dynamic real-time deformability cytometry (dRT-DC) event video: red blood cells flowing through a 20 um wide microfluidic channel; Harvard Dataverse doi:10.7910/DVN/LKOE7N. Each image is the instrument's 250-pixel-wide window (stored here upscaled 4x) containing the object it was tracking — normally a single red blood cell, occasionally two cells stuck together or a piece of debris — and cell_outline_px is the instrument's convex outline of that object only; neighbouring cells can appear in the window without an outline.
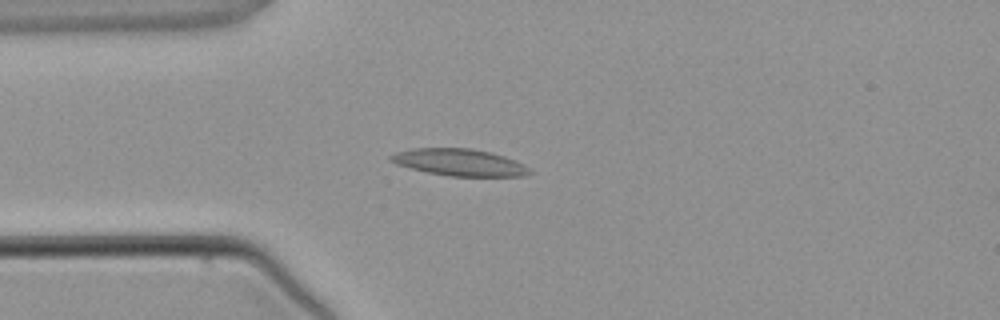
{"species": "common noctule bat (a hibernating species)", "species_latin": "Nyctalus noctula", "temperature_condition": "warm", "stored_images_in_passage": 3, "camera_frame_rate_fps": 3000, "um_per_image_px": 0.085, "animal": {"sex": "male", "body_mass_g": 21.5, "forearm_length_mm": 52.0}, "frame": {"image": 1, "passage_image": 3, "time_ms": 2.667, "image_size_px": [1000, 320], "cell_outline_px": [[532, 172], [524, 176], [448, 176], [428, 172], [396, 164], [388, 156], [396, 152], [412, 148], [468, 148], [492, 152], [516, 160], [524, 164]], "centroid_in_image_um": [39.08, 13.79], "position_along_channel_um": 45.9, "area_um2": 21.68}}